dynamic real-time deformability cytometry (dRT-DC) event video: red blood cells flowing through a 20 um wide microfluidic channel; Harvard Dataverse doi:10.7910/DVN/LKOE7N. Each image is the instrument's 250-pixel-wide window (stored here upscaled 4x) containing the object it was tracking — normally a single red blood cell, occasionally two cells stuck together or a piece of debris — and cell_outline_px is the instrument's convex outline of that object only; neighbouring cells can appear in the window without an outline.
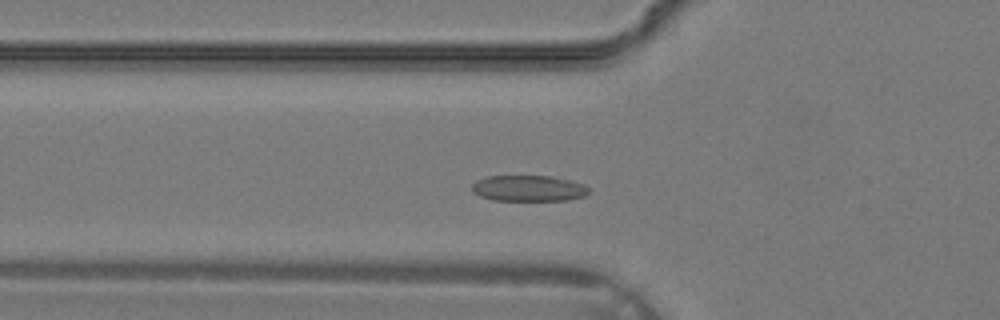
{"species": "common noctule bat (a hibernating species)", "species_latin": "Nyctalus noctula", "temperature_condition": "warm", "stored_images_in_passage": 28, "camera_frame_rate_fps": 3000, "um_per_image_px": 0.085, "animal": {"sex": "male", "body_mass_g": 19.2, "forearm_length_mm": 51.8}, "frame": {"image": 1, "passage_image": 5, "time_ms": 1.333, "image_size_px": [1000, 320], "cell_outline_px": [[592, 192], [584, 196], [568, 200], [492, 200], [480, 196], [472, 192], [472, 184], [476, 180], [484, 176], [552, 176], [584, 184]], "centroid_in_image_um": [44.92, 16.0], "position_along_channel_um": 80.9, "area_um2": 17.8}}
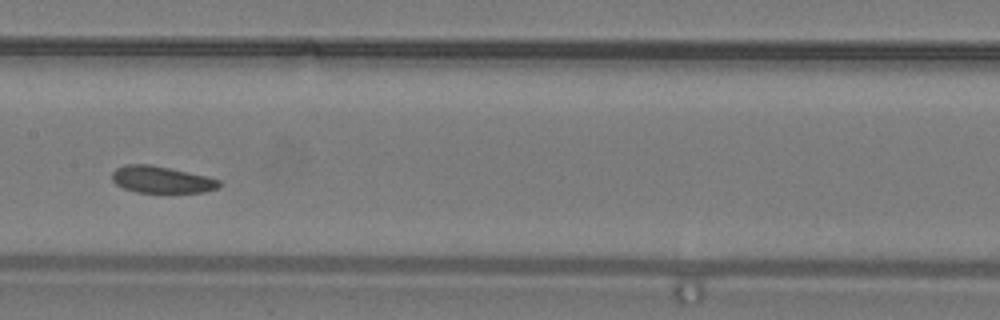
{"frame": {"image": 2, "passage_image": 11, "time_ms": 3.333, "image_size_px": [1000, 320], "cell_outline_px": [[220, 184], [216, 188], [204, 192], [136, 192], [124, 188], [116, 184], [112, 180], [112, 172], [116, 168], [124, 164], [152, 164], [204, 176], [220, 180]], "centroid_in_image_um": [13.67, 15.26], "position_along_channel_um": 193.7, "area_um2": 16.53}}
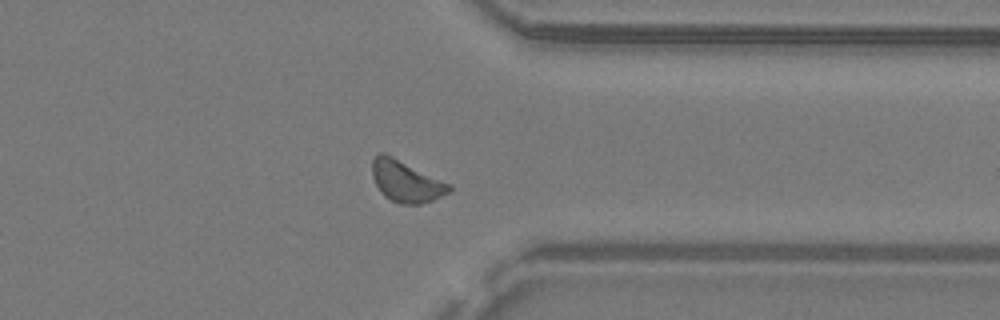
{"frame": {"image": 3, "passage_image": 21, "time_ms": 6.667, "image_size_px": [1000, 320], "cell_outline_px": [[452, 192], [432, 200], [420, 204], [400, 204], [384, 196], [380, 192], [372, 176], [372, 160], [380, 152], [384, 152], [452, 184]], "centroid_in_image_um": [34.54, 15.41], "position_along_channel_um": 376.9, "area_um2": 18.73}}